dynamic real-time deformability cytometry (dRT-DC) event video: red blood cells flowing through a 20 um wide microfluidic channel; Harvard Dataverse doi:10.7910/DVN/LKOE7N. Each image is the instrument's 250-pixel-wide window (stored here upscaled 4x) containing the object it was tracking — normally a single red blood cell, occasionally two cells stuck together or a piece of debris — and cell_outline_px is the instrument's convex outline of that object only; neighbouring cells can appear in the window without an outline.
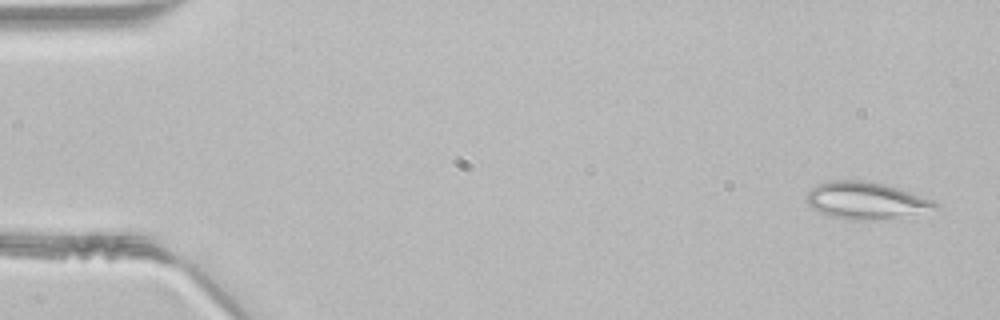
{"species": "common noctule bat (a hibernating species)", "species_latin": "Nyctalus noctula", "temperature_condition": "room temperature", "stored_images_in_passage": 47, "camera_frame_rate_fps": 3000, "um_per_image_px": 0.085, "animal": {"sex": "male", "body_mass_g": 21.5, "forearm_length_mm": 52.0}, "frame": {"image": 1, "passage_image": 2, "time_ms": 0.333, "image_size_px": [1000, 320], "cell_outline_px": [[940, 204], [936, 208], [896, 216], [864, 220], [848, 220], [832, 216], [820, 212], [812, 208], [808, 204], [808, 192], [816, 184], [832, 180], [864, 180], [888, 184], [932, 200]], "centroid_in_image_um": [73.54, 17.01], "position_along_channel_um": 11.5, "area_um2": 27.11}}
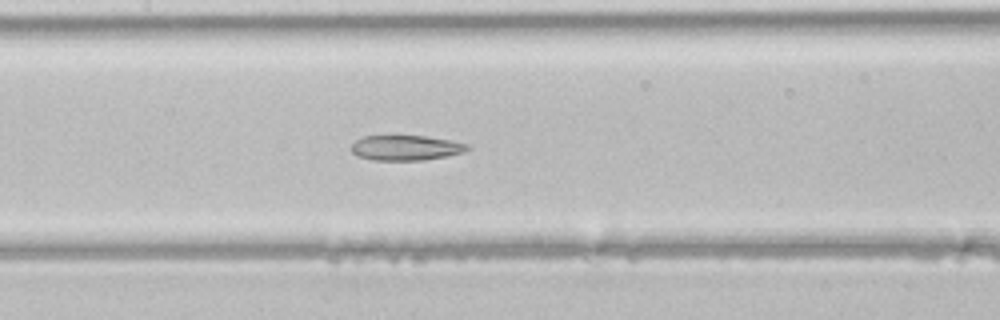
{"frame": {"image": 2, "passage_image": 22, "time_ms": 7.0, "image_size_px": [1000, 320], "cell_outline_px": [[472, 148], [464, 152], [424, 160], [372, 160], [356, 156], [348, 148], [356, 140], [364, 136], [424, 136], [452, 140], [468, 144]], "centroid_in_image_um": [34.48, 12.56], "position_along_channel_um": 172.9, "area_um2": 17.11}}
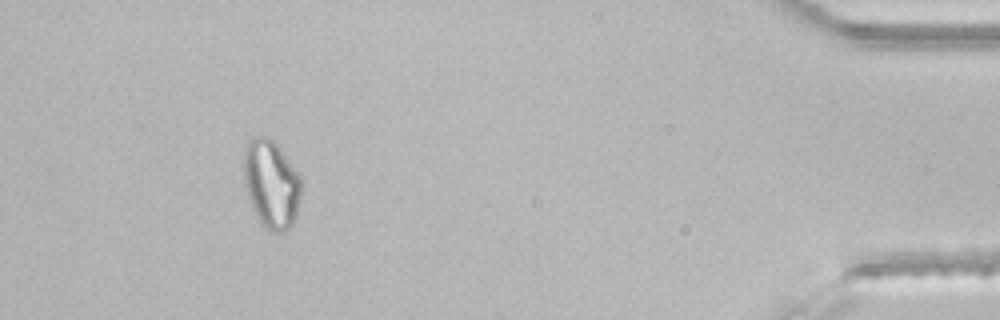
{"frame": {"image": 3, "passage_image": 43, "time_ms": 14.0, "image_size_px": [1000, 320], "cell_outline_px": [[300, 196], [296, 216], [292, 224], [284, 232], [272, 232], [260, 224], [252, 208], [244, 184], [244, 148], [248, 140], [252, 136], [264, 136], [272, 140], [276, 144], [300, 176]], "centroid_in_image_um": [23.03, 15.65], "position_along_channel_um": 412.2, "area_um2": 29.42}}